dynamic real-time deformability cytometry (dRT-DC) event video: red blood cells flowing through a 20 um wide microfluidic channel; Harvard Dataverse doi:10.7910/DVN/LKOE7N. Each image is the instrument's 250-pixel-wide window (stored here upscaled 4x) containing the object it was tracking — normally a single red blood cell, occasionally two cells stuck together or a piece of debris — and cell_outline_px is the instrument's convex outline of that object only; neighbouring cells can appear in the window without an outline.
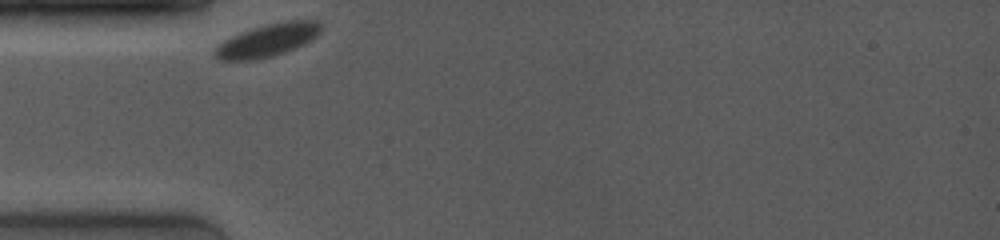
{"species": "common noctule bat (a hibernating species)", "species_latin": "Nyctalus noctula", "temperature_condition": "room temperature", "stored_images_in_passage": 12, "camera_frame_rate_fps": 4000, "um_per_image_px": 0.085, "animal": {"sex": "female", "body_mass_g": 19.0, "forearm_length_mm": 53.3}, "frame": {"image": 1, "passage_image": 1, "time_ms": 0.0, "image_size_px": [1000, 240], "cell_outline_px": [[320, 32], [312, 40], [304, 44], [284, 52], [272, 56], [252, 60], [220, 60], [212, 52], [224, 40], [240, 32], [264, 24], [284, 20], [320, 20]], "centroid_in_image_um": [22.76, 3.4], "position_along_channel_um": 62.2, "area_um2": 20.23}}
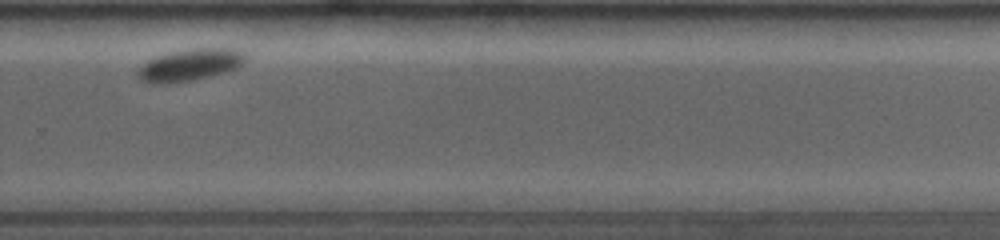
{"frame": {"image": 2, "passage_image": 10, "time_ms": 7.5, "image_size_px": [1000, 240], "cell_outline_px": [[248, 60], [244, 64], [236, 68], [224, 72], [196, 80], [164, 84], [148, 84], [140, 80], [136, 76], [136, 72], [140, 64], [156, 56], [172, 52], [196, 48], [240, 48], [248, 56]], "centroid_in_image_um": [16.15, 5.52], "position_along_channel_um": 313.6, "area_um2": 20.63}}
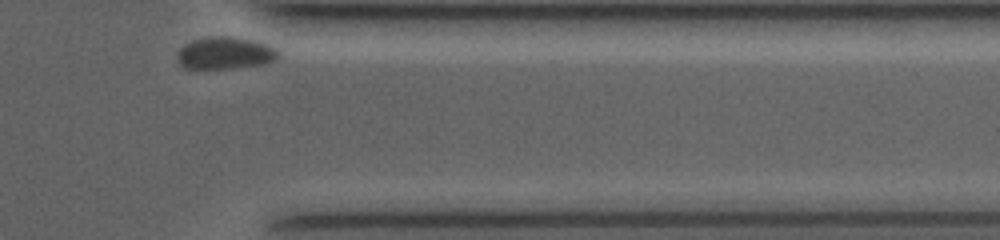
{"frame": {"image": 3, "passage_image": 12, "time_ms": 9.75, "image_size_px": [1000, 240], "cell_outline_px": [[280, 56], [264, 64], [228, 68], [184, 68], [180, 64], [176, 56], [180, 48], [184, 44], [192, 40], [212, 36], [228, 36], [252, 40], [276, 48], [280, 52]], "centroid_in_image_um": [19.11, 4.5], "position_along_channel_um": 392.3, "area_um2": 18.79}}